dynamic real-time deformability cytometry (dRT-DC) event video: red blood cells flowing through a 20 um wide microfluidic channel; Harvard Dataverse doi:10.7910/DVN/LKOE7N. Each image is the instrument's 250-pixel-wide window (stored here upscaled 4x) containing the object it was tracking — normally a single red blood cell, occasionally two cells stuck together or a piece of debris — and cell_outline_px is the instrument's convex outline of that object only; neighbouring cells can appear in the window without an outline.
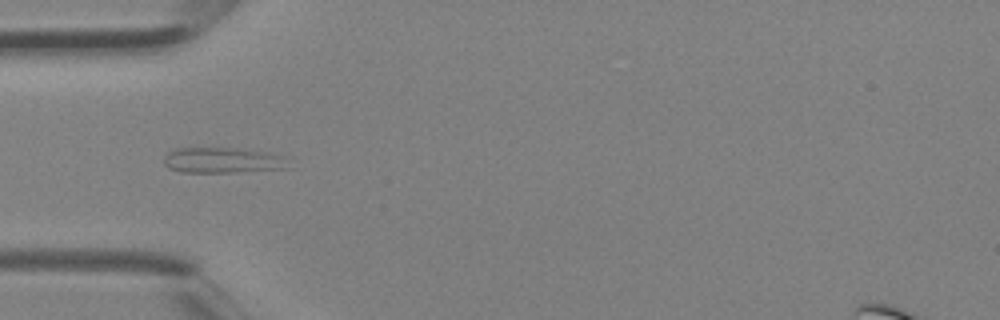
{"species": "Egyptian fruit bat (a non-hibernating species)", "species_latin": "Rousettus aegyptiacus", "temperature_condition": "room temperature", "stored_images_in_passage": 5, "camera_frame_rate_fps": 3000, "um_per_image_px": 0.085, "animal": {"sex": "female"}, "frame": {"image": 1, "passage_image": 4, "time_ms": 1.0, "image_size_px": [1000, 320], "cell_outline_px": [[288, 168], [236, 172], [180, 172], [168, 168], [164, 164], [164, 156], [168, 152], [176, 148], [232, 148], [264, 152], [280, 156]], "centroid_in_image_um": [18.79, 13.63], "position_along_channel_um": 66.2, "area_um2": 18.15}}
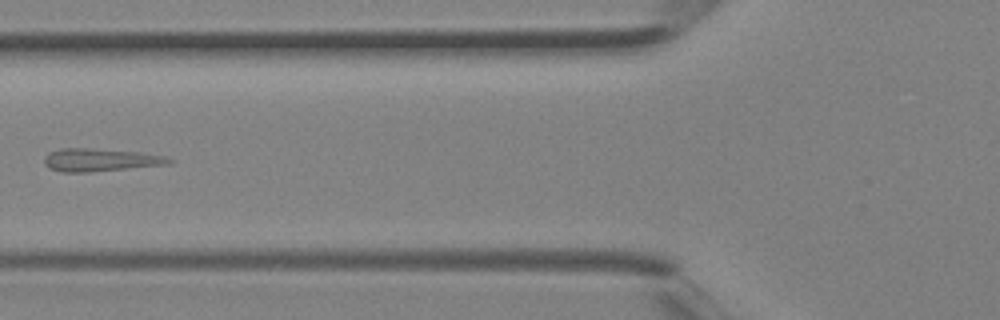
{"frame": {"image": 2, "passage_image": 5, "time_ms": 1.333, "image_size_px": [1000, 320], "cell_outline_px": [[172, 164], [88, 172], [60, 172], [48, 168], [44, 164], [44, 156], [48, 152], [60, 148], [88, 148], [140, 152], [168, 156], [172, 160]], "centroid_in_image_um": [8.51, 13.59], "position_along_channel_um": 117.3, "area_um2": 16.82}}